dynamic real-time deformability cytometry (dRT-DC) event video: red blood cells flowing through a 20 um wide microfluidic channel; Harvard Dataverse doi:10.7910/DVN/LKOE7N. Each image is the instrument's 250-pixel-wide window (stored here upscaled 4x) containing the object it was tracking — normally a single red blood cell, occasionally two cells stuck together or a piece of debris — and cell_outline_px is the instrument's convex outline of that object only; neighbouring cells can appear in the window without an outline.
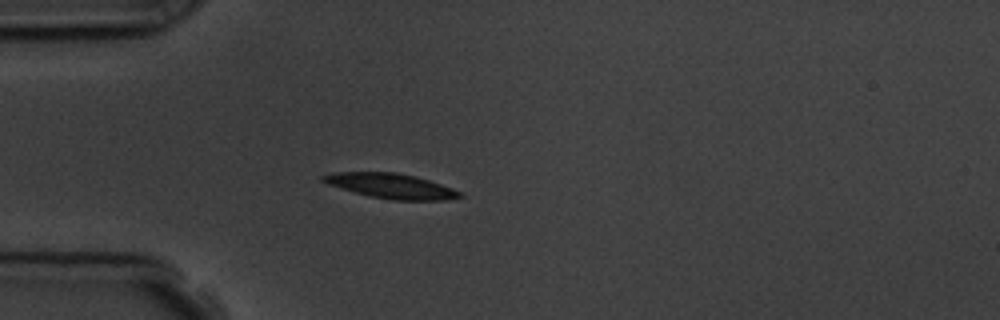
{"species": "common noctule bat (a hibernating species)", "species_latin": "Nyctalus noctula", "temperature_condition": "room temperature", "stored_images_in_passage": 4, "camera_frame_rate_fps": 3000, "um_per_image_px": 0.085, "animal": {"sex": "male", "body_mass_g": 19.5, "forearm_length_mm": 54.6}, "frame": {"image": 1, "passage_image": 2, "time_ms": 1.333, "image_size_px": [1000, 320], "cell_outline_px": [[464, 196], [444, 200], [396, 200], [368, 196], [328, 184], [320, 180], [320, 176], [336, 172], [396, 172], [416, 176], [452, 188], [460, 192]], "centroid_in_image_um": [33.22, 15.8], "position_along_channel_um": 51.8, "area_um2": 19.71}}